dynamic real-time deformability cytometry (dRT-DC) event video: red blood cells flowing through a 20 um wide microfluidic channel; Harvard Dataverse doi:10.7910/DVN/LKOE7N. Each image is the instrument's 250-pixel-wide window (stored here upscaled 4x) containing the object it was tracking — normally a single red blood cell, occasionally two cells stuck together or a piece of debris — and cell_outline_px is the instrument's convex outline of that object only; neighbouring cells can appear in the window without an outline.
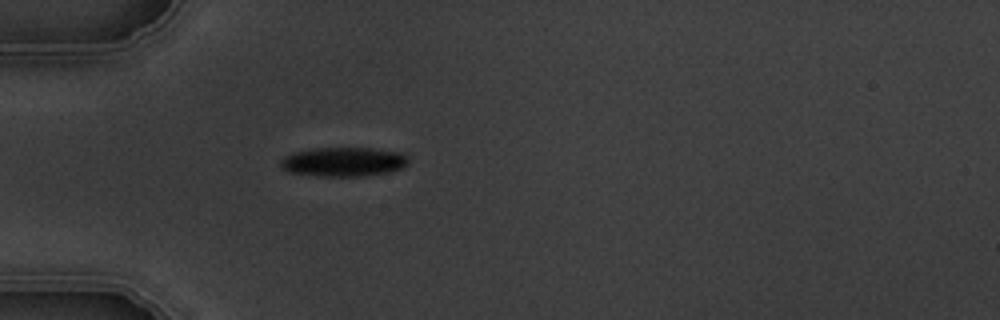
{"species": "common noctule bat (a hibernating species)", "species_latin": "Nyctalus noctula", "temperature_condition": "warm", "stored_images_in_passage": 1, "camera_frame_rate_fps": 3000, "um_per_image_px": 0.085, "animal": {"sex": "male", "body_mass_g": 19.5, "forearm_length_mm": 54.6}, "frame": {"image": 1, "passage_image": 1, "time_ms": 0.0, "image_size_px": [1000, 320], "cell_outline_px": [[408, 164], [404, 168], [388, 172], [364, 176], [316, 176], [288, 172], [280, 168], [280, 160], [284, 156], [296, 152], [316, 148], [368, 148], [400, 152], [408, 156]], "centroid_in_image_um": [29.2, 13.76], "position_along_channel_um": 55.8, "area_um2": 21.91}}